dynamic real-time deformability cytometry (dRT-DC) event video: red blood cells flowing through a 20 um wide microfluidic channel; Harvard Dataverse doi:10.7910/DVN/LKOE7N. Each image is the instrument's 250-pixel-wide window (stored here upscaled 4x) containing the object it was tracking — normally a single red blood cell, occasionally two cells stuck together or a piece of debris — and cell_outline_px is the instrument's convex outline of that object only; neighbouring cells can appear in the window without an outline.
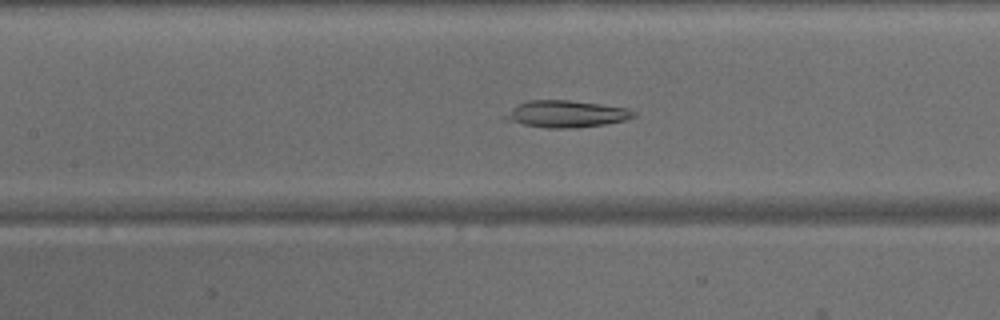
{"species": "common noctule bat (a hibernating species)", "species_latin": "Nyctalus noctula", "temperature_condition": "warm", "stored_images_in_passage": 47, "camera_frame_rate_fps": 3000, "um_per_image_px": 0.085, "animal": {"sex": "male", "body_mass_g": 15.6}, "frame": {"image": 1, "passage_image": 21, "time_ms": 6.667, "image_size_px": [1000, 320], "cell_outline_px": [[636, 116], [624, 120], [604, 124], [576, 128], [548, 128], [524, 124], [504, 120], [504, 116], [516, 104], [528, 100], [568, 100], [600, 104], [628, 108], [636, 112]], "centroid_in_image_um": [48.12, 9.68], "position_along_channel_um": 159.3, "area_um2": 20.06}}
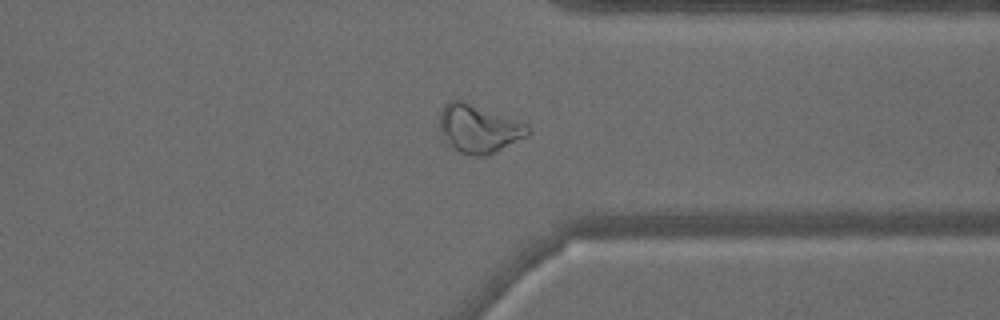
{"frame": {"image": 2, "passage_image": 36, "time_ms": 11.667, "image_size_px": [1000, 320], "cell_outline_px": [[532, 132], [528, 136], [488, 156], [472, 156], [460, 152], [452, 148], [448, 144], [440, 132], [440, 112], [444, 104], [448, 100], [464, 100], [528, 124], [532, 128]], "centroid_in_image_um": [40.71, 10.94], "position_along_channel_um": 370.7, "area_um2": 25.26}}
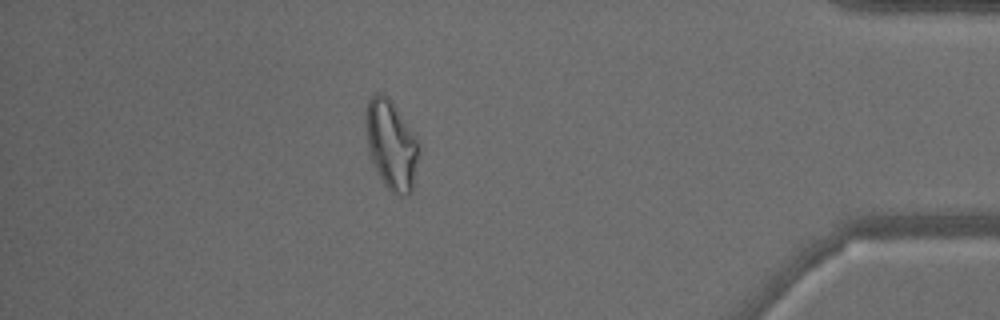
{"frame": {"image": 3, "passage_image": 41, "time_ms": 13.333, "image_size_px": [1000, 320], "cell_outline_px": [[420, 152], [412, 192], [404, 196], [392, 192], [384, 184], [368, 156], [364, 120], [364, 112], [368, 100], [376, 92], [384, 92], [388, 96], [416, 136], [420, 148]], "centroid_in_image_um": [33.23, 12.28], "position_along_channel_um": 402.0, "area_um2": 28.26}}